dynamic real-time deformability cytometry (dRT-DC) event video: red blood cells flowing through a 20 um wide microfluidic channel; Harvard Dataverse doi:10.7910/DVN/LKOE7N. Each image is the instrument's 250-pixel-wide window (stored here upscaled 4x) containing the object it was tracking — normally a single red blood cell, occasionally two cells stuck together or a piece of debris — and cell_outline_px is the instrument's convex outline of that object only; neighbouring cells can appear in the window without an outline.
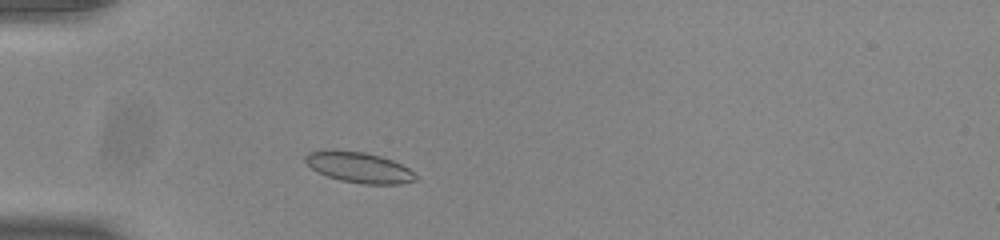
{"species": "common noctule bat (a hibernating species)", "species_latin": "Nyctalus noctula", "temperature_condition": "room temperature", "stored_images_in_passage": 39, "camera_frame_rate_fps": 3000, "um_per_image_px": 0.085, "animal": {"sex": "male", "body_mass_g": 20.0, "forearm_length_mm": 53.3}, "frame": {"image": 1, "passage_image": 2, "time_ms": 0.333, "image_size_px": [1000, 240], "cell_outline_px": [[416, 180], [400, 184], [364, 184], [340, 180], [316, 172], [304, 160], [304, 156], [308, 152], [364, 152], [380, 156], [392, 160], [408, 168], [416, 176]], "centroid_in_image_um": [30.54, 14.26], "position_along_channel_um": 54.5, "area_um2": 19.02}}
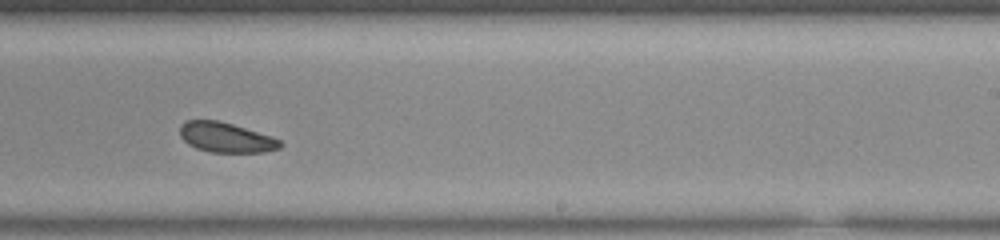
{"frame": {"image": 2, "passage_image": 20, "time_ms": 6.333, "image_size_px": [1000, 240], "cell_outline_px": [[284, 144], [280, 148], [264, 152], [212, 152], [196, 148], [188, 144], [180, 136], [180, 124], [188, 120], [220, 120], [272, 136], [280, 140]], "centroid_in_image_um": [19.22, 11.68], "position_along_channel_um": 269.8, "area_um2": 17.57}}
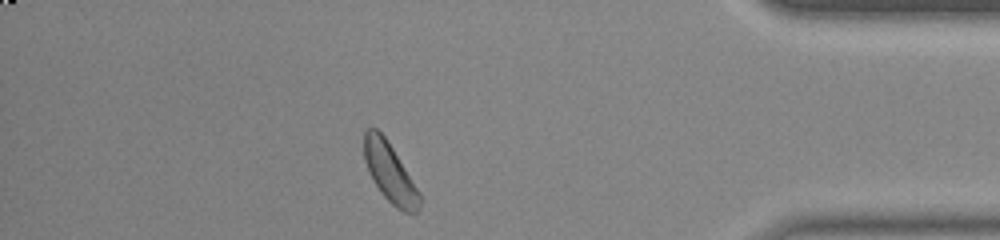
{"frame": {"image": 3, "passage_image": 33, "time_ms": 10.667, "image_size_px": [1000, 240], "cell_outline_px": [[420, 208], [416, 212], [404, 212], [396, 208], [380, 192], [368, 172], [364, 160], [364, 132], [368, 128], [376, 128], [384, 136], [392, 148], [420, 192]], "centroid_in_image_um": [33.12, 14.68], "position_along_channel_um": 402.1, "area_um2": 18.9}, "authors_computed_cell_mechanics": {"area_um2": 18.496, "velocity_mm_per_s": 3.8205, "shape_relaxation_time_tau1_ms": 7.3339, "shape_relaxation_time_tau2_ms": 7.8159, "deformation_change_tau1": 0.0829, "deformation_change_tau2": 0.1432}}